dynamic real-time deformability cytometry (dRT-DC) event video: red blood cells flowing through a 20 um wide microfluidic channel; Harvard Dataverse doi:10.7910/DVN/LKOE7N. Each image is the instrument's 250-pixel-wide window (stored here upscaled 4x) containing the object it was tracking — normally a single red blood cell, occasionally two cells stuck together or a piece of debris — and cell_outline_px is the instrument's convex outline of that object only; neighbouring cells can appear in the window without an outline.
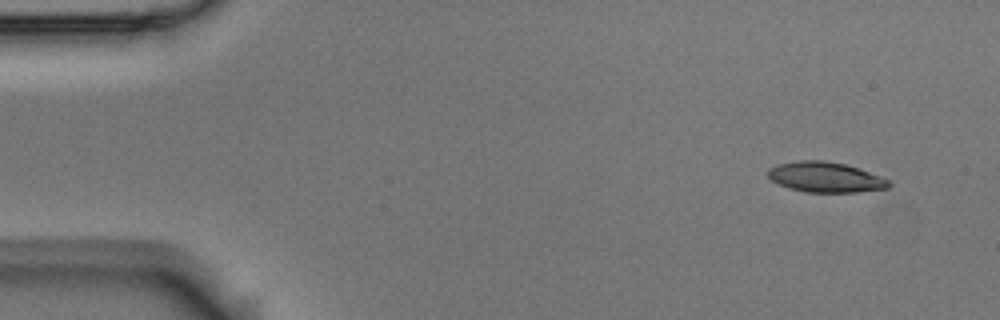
{"species": "Egyptian fruit bat (a non-hibernating species)", "species_latin": "Rousettus aegyptiacus", "temperature_condition": "room temperature", "stored_images_in_passage": 4, "camera_frame_rate_fps": 3000, "um_per_image_px": 0.085, "animal": {"sex": "male"}, "frame": {"image": 1, "passage_image": 1, "time_ms": 0.0, "image_size_px": [1000, 320], "cell_outline_px": [[892, 184], [888, 188], [856, 192], [804, 192], [788, 188], [772, 180], [768, 176], [768, 168], [776, 164], [796, 160], [824, 160], [844, 164], [860, 168], [892, 180]], "centroid_in_image_um": [70.19, 15.05], "position_along_channel_um": 14.8, "area_um2": 21.62}}
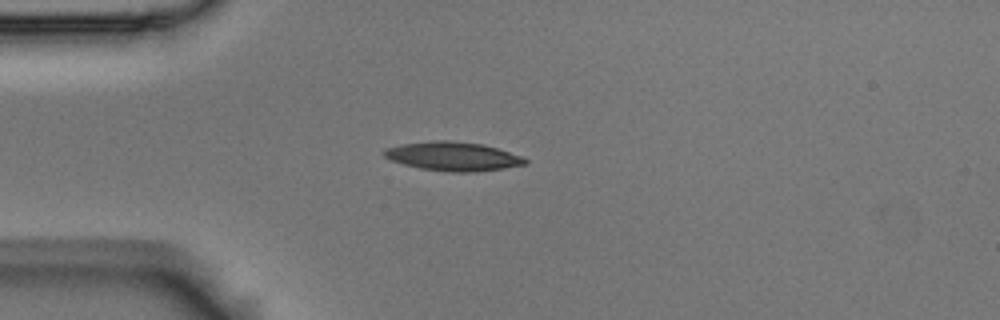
{"frame": {"image": 2, "passage_image": 4, "time_ms": 1.0, "image_size_px": [1000, 320], "cell_outline_px": [[528, 164], [504, 168], [476, 172], [452, 172], [420, 168], [404, 164], [392, 160], [384, 156], [384, 152], [388, 148], [404, 144], [436, 140], [448, 140], [480, 144], [496, 148], [520, 156], [528, 160]], "centroid_in_image_um": [38.54, 13.3], "position_along_channel_um": 46.5, "area_um2": 23.29}}